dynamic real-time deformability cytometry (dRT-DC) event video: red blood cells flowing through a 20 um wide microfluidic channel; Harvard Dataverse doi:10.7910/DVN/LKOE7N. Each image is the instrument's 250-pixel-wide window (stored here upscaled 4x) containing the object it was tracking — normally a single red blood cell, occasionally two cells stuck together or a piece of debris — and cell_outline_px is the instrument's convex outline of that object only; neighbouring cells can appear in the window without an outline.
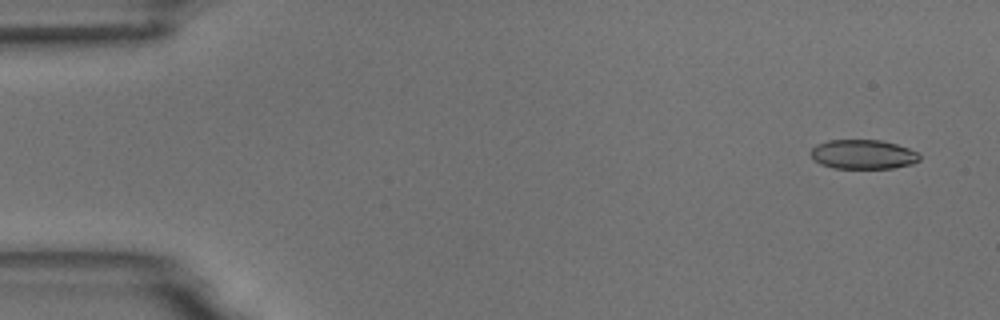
{"species": "common noctule bat (a hibernating species)", "species_latin": "Nyctalus noctula", "temperature_condition": "room temperature", "stored_images_in_passage": 4, "camera_frame_rate_fps": 3000, "um_per_image_px": 0.085, "animal": {"sex": "male", "body_mass_g": 18.8}, "frame": {"image": 1, "passage_image": 1, "time_ms": 0.0, "image_size_px": [1000, 320], "cell_outline_px": [[920, 160], [912, 164], [892, 168], [832, 168], [820, 164], [812, 156], [812, 148], [816, 144], [828, 140], [880, 140], [896, 144], [908, 148], [916, 152], [920, 156]], "centroid_in_image_um": [73.36, 13.12], "position_along_channel_um": 11.6, "area_um2": 18.5}}